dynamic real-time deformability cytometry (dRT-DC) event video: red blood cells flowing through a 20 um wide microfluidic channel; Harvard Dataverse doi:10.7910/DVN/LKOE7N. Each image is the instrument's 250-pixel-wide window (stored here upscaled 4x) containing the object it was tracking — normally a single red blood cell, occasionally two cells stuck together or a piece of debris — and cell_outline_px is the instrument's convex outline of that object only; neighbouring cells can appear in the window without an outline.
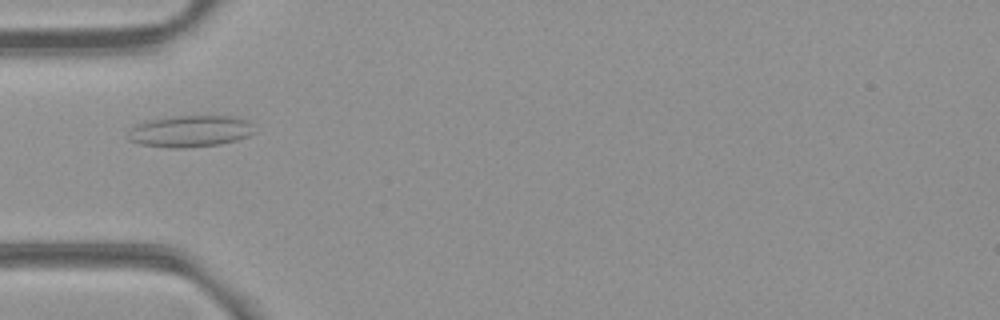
{"species": "common noctule bat (a hibernating species)", "species_latin": "Nyctalus noctula", "temperature_condition": "room temperature", "stored_images_in_passage": 35, "camera_frame_rate_fps": 3000, "um_per_image_px": 0.085, "animal": {"sex": "female", "body_mass_g": 21.9}, "frame": {"image": 1, "passage_image": 5, "time_ms": 1.333, "image_size_px": [1000, 320], "cell_outline_px": [[256, 132], [248, 136], [236, 140], [220, 144], [184, 148], [168, 148], [140, 144], [128, 140], [128, 132], [136, 124], [148, 120], [176, 116], [236, 116], [252, 124]], "centroid_in_image_um": [16.16, 11.16], "position_along_channel_um": 68.8, "area_um2": 23.35}}
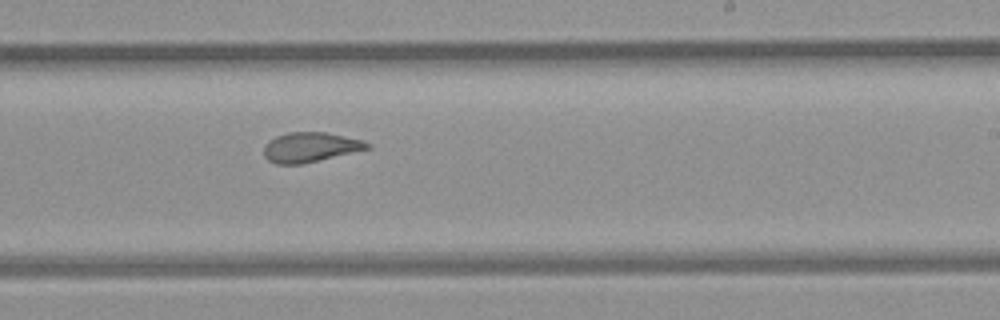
{"frame": {"image": 2, "passage_image": 20, "time_ms": 6.333, "image_size_px": [1000, 320], "cell_outline_px": [[372, 148], [300, 164], [276, 164], [268, 160], [264, 156], [264, 148], [268, 140], [276, 136], [288, 132], [324, 132], [364, 140], [372, 144]], "centroid_in_image_um": [26.38, 12.5], "position_along_channel_um": 262.6, "area_um2": 17.92}}
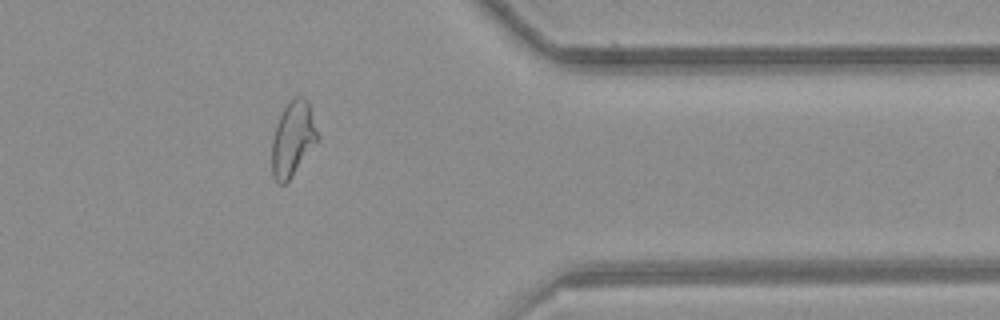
{"frame": {"image": 3, "passage_image": 31, "time_ms": 10.0, "image_size_px": [1000, 320], "cell_outline_px": [[316, 140], [288, 180], [284, 184], [280, 184], [272, 176], [272, 140], [276, 124], [284, 108], [296, 96], [304, 96], [308, 100], [316, 132]], "centroid_in_image_um": [24.83, 11.77], "position_along_channel_um": 386.6, "area_um2": 18.9}, "authors_computed_cell_mechanics": {"area_um2": 18.9006, "velocity_mm_per_s": 3.8635, "shape_relaxation_time_tau1_ms": null, "shape_relaxation_time_tau2_ms": 1.7478, "deformation_change_tau1": null, "deformation_change_tau2": 0.0835}}